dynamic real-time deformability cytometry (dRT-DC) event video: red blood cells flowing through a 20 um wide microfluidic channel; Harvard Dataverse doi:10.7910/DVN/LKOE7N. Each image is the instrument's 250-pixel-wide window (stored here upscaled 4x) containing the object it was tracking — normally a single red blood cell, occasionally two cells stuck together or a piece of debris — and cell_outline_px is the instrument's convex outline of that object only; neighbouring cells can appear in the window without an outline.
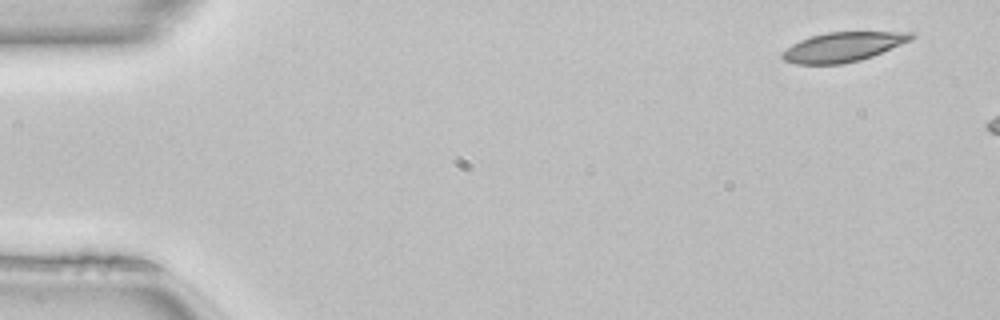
{"species": "common noctule bat (a hibernating species)", "species_latin": "Nyctalus noctula", "temperature_condition": "room temperature", "stored_images_in_passage": 12, "camera_frame_rate_fps": 3000, "um_per_image_px": 0.085, "animal": {"sex": "female", "body_mass_g": 22.7, "forearm_length_mm": 54.2}, "frame": {"image": 1, "passage_image": 1, "time_ms": 0.0, "image_size_px": [1000, 320], "cell_outline_px": [[916, 36], [912, 40], [872, 56], [860, 60], [840, 64], [796, 64], [784, 60], [780, 56], [780, 52], [792, 44], [800, 40], [812, 36], [828, 32], [916, 32]], "centroid_in_image_um": [71.65, 3.99], "position_along_channel_um": 13.3, "area_um2": 22.2}}